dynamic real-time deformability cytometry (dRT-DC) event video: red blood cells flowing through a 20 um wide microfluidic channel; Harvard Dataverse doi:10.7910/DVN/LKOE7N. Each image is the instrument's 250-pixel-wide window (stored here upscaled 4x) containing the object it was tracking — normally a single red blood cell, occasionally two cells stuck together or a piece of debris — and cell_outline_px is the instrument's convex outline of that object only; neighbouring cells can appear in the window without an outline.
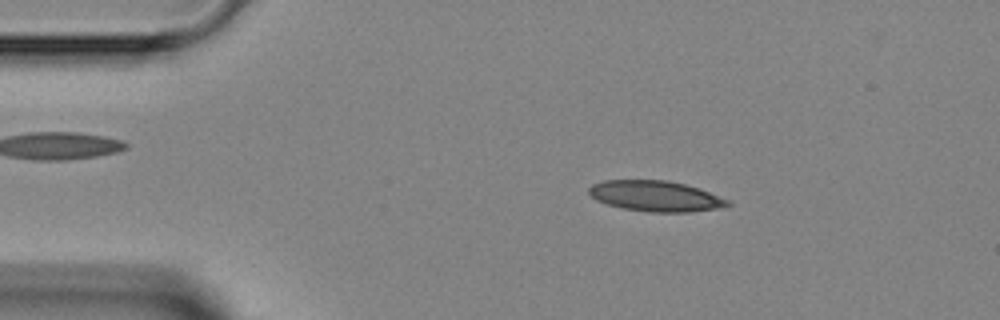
{"species": "Egyptian fruit bat (a non-hibernating species)", "species_latin": "Rousettus aegyptiacus", "temperature_condition": "room temperature", "stored_images_in_passage": 46, "camera_frame_rate_fps": 3000, "um_per_image_px": 0.085, "animal": {"sex": "female"}, "frame": {"image": 1, "passage_image": 7, "time_ms": 2.0, "image_size_px": [1000, 320], "cell_outline_px": [[732, 204], [720, 208], [688, 212], [648, 212], [620, 208], [596, 200], [588, 192], [588, 188], [592, 184], [604, 180], [668, 180], [700, 188], [728, 200]], "centroid_in_image_um": [55.71, 16.67], "position_along_channel_um": 29.3, "area_um2": 24.85}}
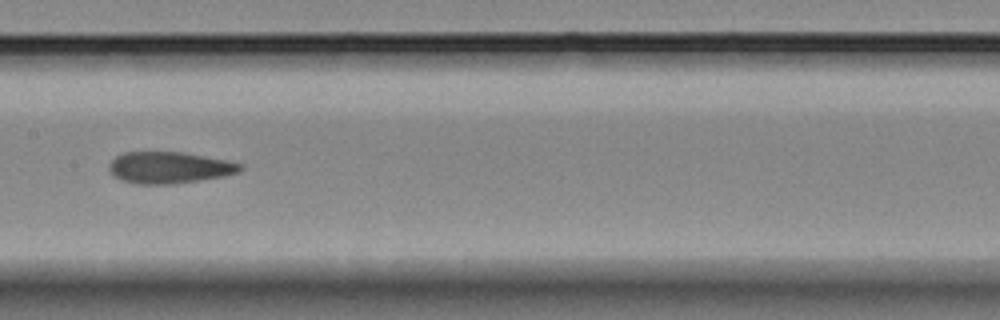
{"frame": {"image": 2, "passage_image": 22, "time_ms": 7.0, "image_size_px": [1000, 320], "cell_outline_px": [[244, 168], [240, 172], [224, 176], [176, 184], [136, 184], [112, 176], [108, 168], [112, 160], [116, 156], [124, 152], [184, 152], [244, 164]], "centroid_in_image_um": [14.4, 14.25], "position_along_channel_um": 193.0, "area_um2": 24.22}}
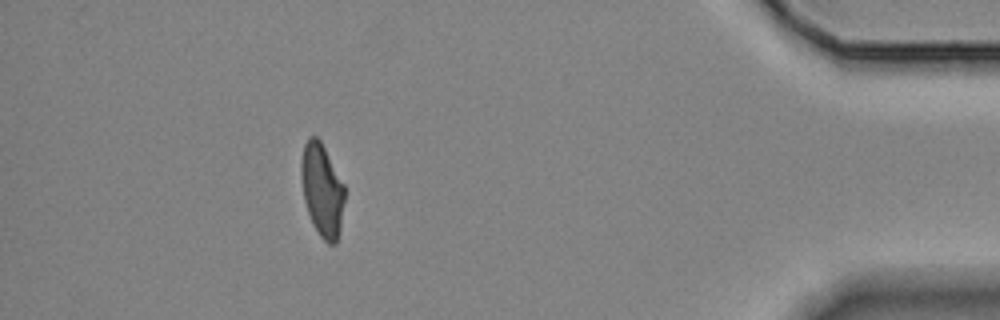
{"frame": {"image": 3, "passage_image": 41, "time_ms": 13.333, "image_size_px": [1000, 320], "cell_outline_px": [[344, 200], [340, 228], [336, 244], [328, 244], [320, 236], [312, 224], [304, 200], [300, 172], [300, 164], [304, 144], [308, 136], [316, 136], [320, 140], [344, 184]], "centroid_in_image_um": [27.36, 16.15], "position_along_channel_um": 407.8, "area_um2": 23.47}}